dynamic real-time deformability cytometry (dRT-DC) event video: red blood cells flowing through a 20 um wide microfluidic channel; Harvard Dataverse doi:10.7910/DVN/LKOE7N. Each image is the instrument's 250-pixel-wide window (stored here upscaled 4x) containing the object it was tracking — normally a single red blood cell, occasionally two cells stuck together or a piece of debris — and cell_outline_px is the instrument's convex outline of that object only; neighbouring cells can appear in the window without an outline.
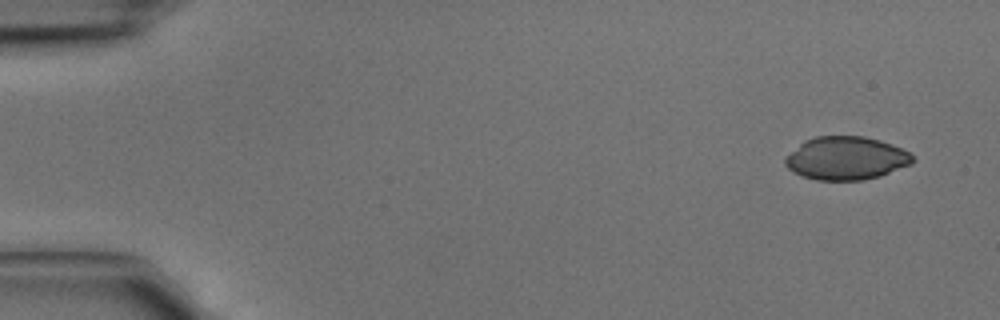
{"species": "common noctule bat (a hibernating species)", "species_latin": "Nyctalus noctula", "temperature_condition": "cold", "stored_images_in_passage": 3, "segment_of_instrument_passage": [2, 2], "camera_frame_rate_fps": 3000, "um_per_image_px": 0.085, "animal": {"sex": "male", "body_mass_g": 15.6}, "frame": {"image": 1, "passage_image": 3, "time_ms": 0.667, "image_size_px": [1000, 320], "cell_outline_px": [[916, 160], [912, 164], [880, 176], [864, 180], [816, 180], [804, 176], [788, 168], [784, 164], [784, 156], [804, 140], [816, 136], [864, 136], [880, 140], [892, 144], [908, 152]], "centroid_in_image_um": [71.91, 13.44], "position_along_channel_um": 13.1, "area_um2": 32.19}}